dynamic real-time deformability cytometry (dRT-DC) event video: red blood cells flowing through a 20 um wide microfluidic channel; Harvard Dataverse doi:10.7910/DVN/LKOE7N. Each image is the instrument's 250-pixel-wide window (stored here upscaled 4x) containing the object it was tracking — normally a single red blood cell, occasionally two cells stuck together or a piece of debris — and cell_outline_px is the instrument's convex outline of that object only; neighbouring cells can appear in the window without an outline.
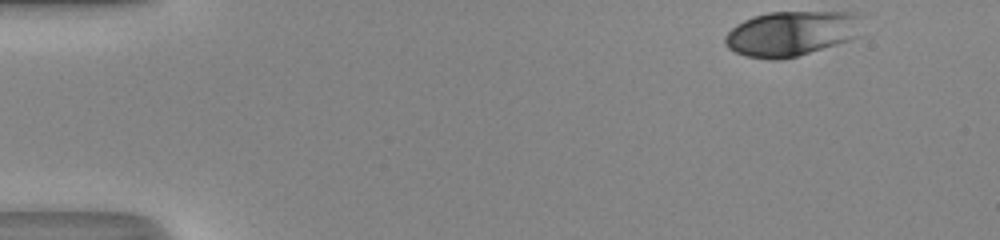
{"species": "human", "species_latin": "Homo sapiens", "temperature_condition": "room temperature", "stored_images_in_passage": 16, "camera_frame_rate_fps": 3000, "um_per_image_px": 0.085, "donor": {"sex": "male"}, "frame": {"image": 1, "passage_image": 1, "time_ms": 0.0, "image_size_px": [1000, 240], "cell_outline_px": [[856, 36], [848, 40], [836, 44], [796, 56], [780, 60], [772, 60], [748, 56], [736, 52], [728, 48], [724, 44], [724, 36], [736, 24], [752, 16], [768, 12], [856, 12]], "centroid_in_image_um": [67.14, 2.85], "position_along_channel_um": 17.9, "area_um2": 35.26}}
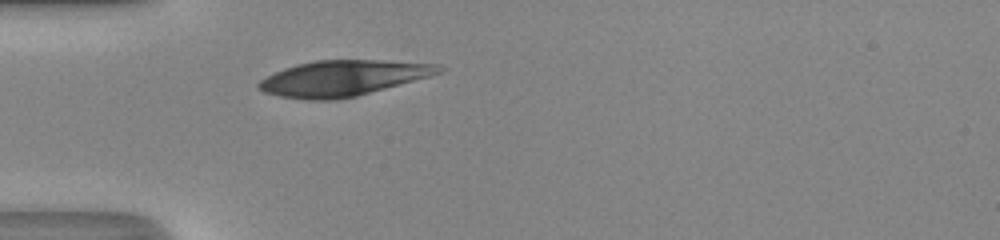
{"frame": {"image": 2, "passage_image": 12, "time_ms": 3.667, "image_size_px": [1000, 240], "cell_outline_px": [[444, 68], [440, 72], [428, 76], [356, 96], [336, 100], [308, 100], [280, 96], [264, 92], [256, 88], [256, 84], [260, 80], [284, 68], [296, 64], [316, 60], [380, 60], [440, 64]], "centroid_in_image_um": [29.09, 6.64], "position_along_channel_um": 55.9, "area_um2": 37.05}}